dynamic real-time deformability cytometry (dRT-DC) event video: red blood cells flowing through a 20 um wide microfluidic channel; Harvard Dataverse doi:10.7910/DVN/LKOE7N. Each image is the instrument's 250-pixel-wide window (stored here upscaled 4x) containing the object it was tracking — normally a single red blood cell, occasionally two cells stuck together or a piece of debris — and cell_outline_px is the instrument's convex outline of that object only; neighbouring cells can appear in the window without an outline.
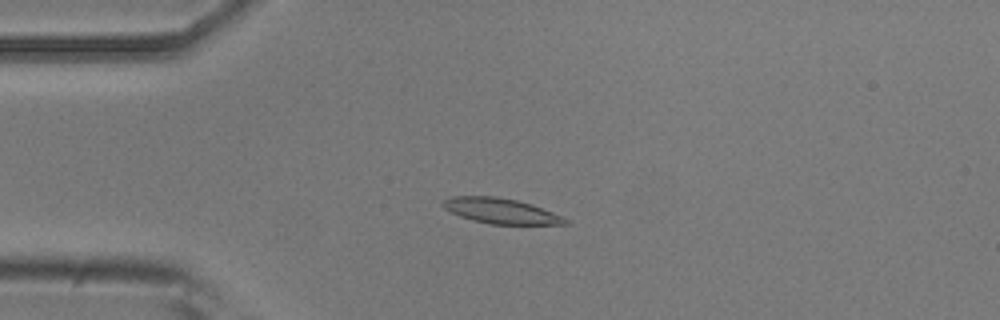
{"species": "common noctule bat (a hibernating species)", "species_latin": "Nyctalus noctula", "temperature_condition": "room temperature", "stored_images_in_passage": 52, "camera_frame_rate_fps": 3000, "um_per_image_px": 0.085, "animal": {"sex": "male", "body_mass_g": 20.5, "forearm_length_mm": 52.5}, "frame": {"image": 1, "passage_image": 13, "time_ms": 4.0, "image_size_px": [1000, 320], "cell_outline_px": [[572, 220], [568, 224], [492, 224], [472, 220], [460, 216], [444, 208], [440, 204], [444, 200], [452, 196], [496, 196], [516, 200], [532, 204], [564, 216]], "centroid_in_image_um": [42.62, 17.93], "position_along_channel_um": 42.4, "area_um2": 18.15}}
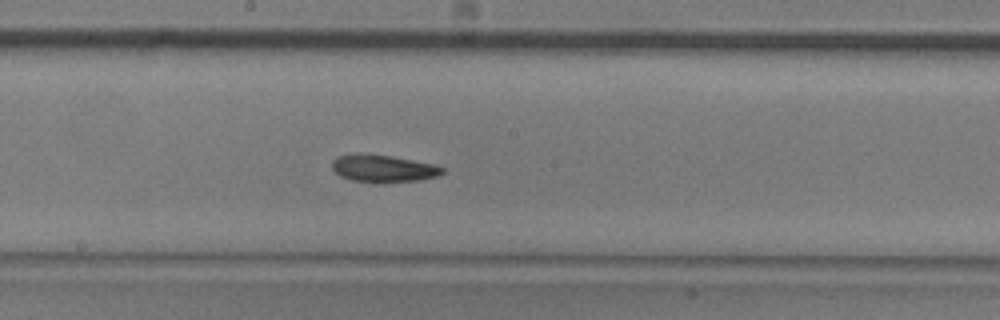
{"frame": {"image": 2, "passage_image": 28, "time_ms": 9.0, "image_size_px": [1000, 320], "cell_outline_px": [[444, 172], [436, 176], [420, 180], [352, 180], [340, 176], [332, 168], [332, 160], [336, 156], [356, 152], [388, 156], [436, 164], [444, 168]], "centroid_in_image_um": [32.54, 14.26], "position_along_channel_um": 215.7, "area_um2": 16.94}}
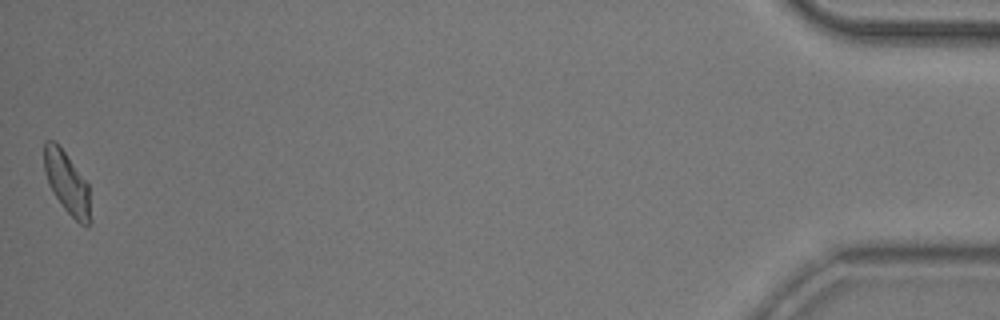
{"frame": {"image": 3, "passage_image": 52, "time_ms": 17.0, "image_size_px": [1000, 320], "cell_outline_px": [[92, 220], [88, 224], [80, 224], [64, 208], [52, 192], [48, 184], [44, 172], [44, 140], [56, 140], [88, 184]], "centroid_in_image_um": [5.68, 15.52], "position_along_channel_um": 429.5, "area_um2": 16.82}, "authors_computed_cell_mechanics": {"area_um2": 17.6579, "velocity_mm_per_s": 3.8814, "shape_relaxation_time_tau1_ms": 6.2085, "shape_relaxation_time_tau2_ms": 6.2337, "deformation_change_tau1": 0.1644, "deformation_change_tau2": 0.0844}}